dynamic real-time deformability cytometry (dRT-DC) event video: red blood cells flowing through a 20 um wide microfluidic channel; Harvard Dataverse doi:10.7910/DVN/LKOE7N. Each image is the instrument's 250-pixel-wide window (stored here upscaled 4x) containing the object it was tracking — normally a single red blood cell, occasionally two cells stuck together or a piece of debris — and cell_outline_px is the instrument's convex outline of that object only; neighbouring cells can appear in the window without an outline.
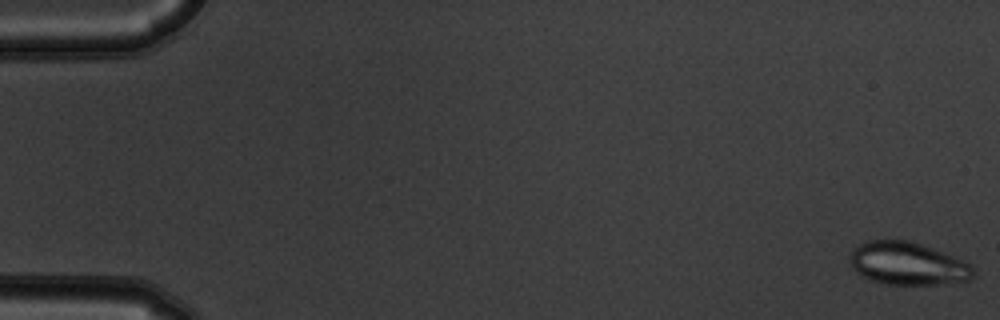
{"species": "common noctule bat (a hibernating species)", "species_latin": "Nyctalus noctula", "temperature_condition": "warm", "stored_images_in_passage": 55, "camera_frame_rate_fps": 3000, "um_per_image_px": 0.085, "animal": {"sex": "male", "body_mass_g": 19.5, "forearm_length_mm": 54.6}, "frame": {"image": 1, "passage_image": 1, "time_ms": 0.0, "image_size_px": [1000, 320], "cell_outline_px": [[972, 276], [968, 280], [936, 284], [888, 284], [872, 280], [856, 272], [852, 268], [848, 260], [848, 256], [860, 244], [868, 240], [908, 240], [944, 252], [968, 264], [972, 268]], "centroid_in_image_um": [77.08, 22.39], "position_along_channel_um": 7.9, "area_um2": 30.23}}
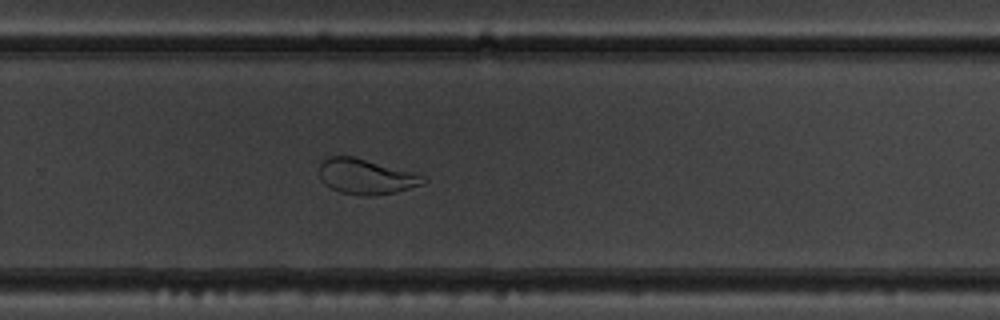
{"frame": {"image": 2, "passage_image": 37, "time_ms": 12.0, "image_size_px": [1000, 320], "cell_outline_px": [[428, 180], [424, 184], [396, 192], [372, 196], [360, 196], [340, 192], [324, 184], [320, 180], [320, 164], [328, 156], [352, 156], [412, 172], [424, 176]], "centroid_in_image_um": [31.11, 15.02], "position_along_channel_um": 298.7, "area_um2": 21.33}}
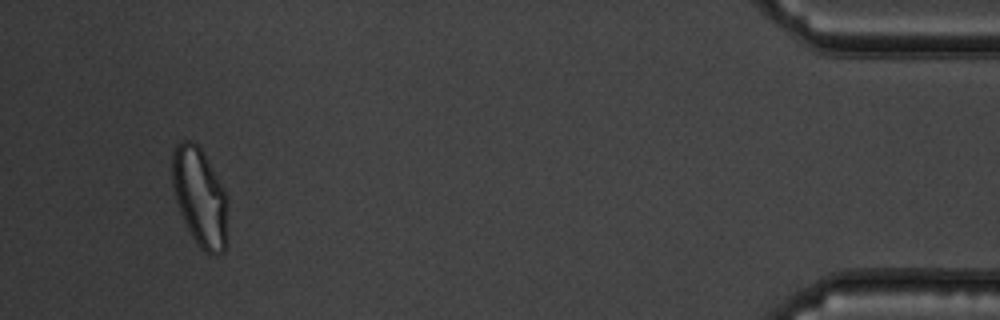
{"frame": {"image": 3, "passage_image": 52, "time_ms": 17.0, "image_size_px": [1000, 320], "cell_outline_px": [[228, 240], [224, 252], [216, 256], [204, 252], [200, 248], [192, 236], [180, 212], [176, 200], [172, 184], [172, 152], [176, 144], [180, 140], [192, 140], [200, 148], [216, 176], [224, 192], [228, 208]], "centroid_in_image_um": [17.0, 16.81], "position_along_channel_um": 418.2, "area_um2": 31.96}}